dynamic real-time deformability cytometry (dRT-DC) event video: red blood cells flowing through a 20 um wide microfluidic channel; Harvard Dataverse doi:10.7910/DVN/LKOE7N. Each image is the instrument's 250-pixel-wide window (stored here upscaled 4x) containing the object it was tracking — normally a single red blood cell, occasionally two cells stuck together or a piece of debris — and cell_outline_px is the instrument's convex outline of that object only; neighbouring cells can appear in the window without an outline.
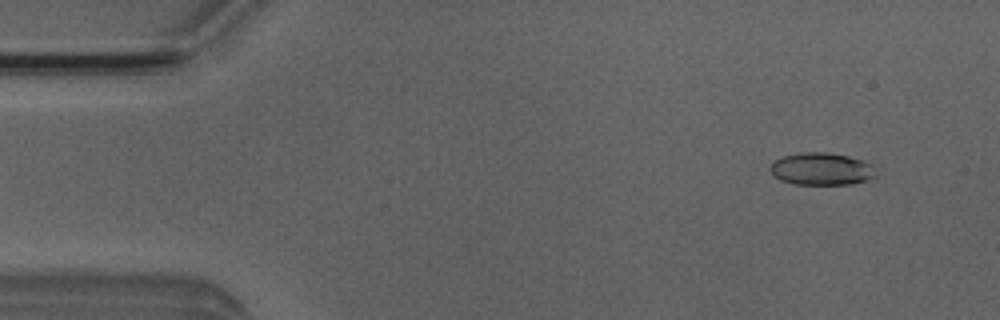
{"species": "Egyptian fruit bat (a non-hibernating species)", "species_latin": "Rousettus aegyptiacus", "temperature_condition": "room temperature", "stored_images_in_passage": 11, "camera_frame_rate_fps": 3000, "um_per_image_px": 0.085, "animal": {"sex": "male"}, "frame": {"image": 1, "passage_image": 4, "time_ms": 1.0, "image_size_px": [1000, 320], "cell_outline_px": [[876, 176], [868, 180], [852, 184], [792, 184], [780, 180], [772, 176], [768, 168], [776, 160], [784, 156], [800, 152], [824, 152], [848, 156], [864, 160], [872, 164]], "centroid_in_image_um": [69.81, 14.37], "position_along_channel_um": 15.2, "area_um2": 20.11}}